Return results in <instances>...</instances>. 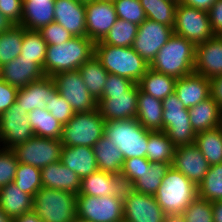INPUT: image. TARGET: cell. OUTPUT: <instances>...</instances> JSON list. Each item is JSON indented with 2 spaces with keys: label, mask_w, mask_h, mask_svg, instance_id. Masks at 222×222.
<instances>
[{
  "label": "cell",
  "mask_w": 222,
  "mask_h": 222,
  "mask_svg": "<svg viewBox=\"0 0 222 222\" xmlns=\"http://www.w3.org/2000/svg\"><path fill=\"white\" fill-rule=\"evenodd\" d=\"M95 55V43L88 37L74 36L60 45H48L44 61L45 76L76 70Z\"/></svg>",
  "instance_id": "obj_1"
},
{
  "label": "cell",
  "mask_w": 222,
  "mask_h": 222,
  "mask_svg": "<svg viewBox=\"0 0 222 222\" xmlns=\"http://www.w3.org/2000/svg\"><path fill=\"white\" fill-rule=\"evenodd\" d=\"M196 45L173 33L158 51L150 68L156 72L181 78L194 72Z\"/></svg>",
  "instance_id": "obj_2"
},
{
  "label": "cell",
  "mask_w": 222,
  "mask_h": 222,
  "mask_svg": "<svg viewBox=\"0 0 222 222\" xmlns=\"http://www.w3.org/2000/svg\"><path fill=\"white\" fill-rule=\"evenodd\" d=\"M95 56L109 74L130 79L138 84L150 65L138 55L133 47H118L104 44L102 41L95 43Z\"/></svg>",
  "instance_id": "obj_3"
},
{
  "label": "cell",
  "mask_w": 222,
  "mask_h": 222,
  "mask_svg": "<svg viewBox=\"0 0 222 222\" xmlns=\"http://www.w3.org/2000/svg\"><path fill=\"white\" fill-rule=\"evenodd\" d=\"M104 135L119 149L124 160L146 158L149 130L136 118L105 122Z\"/></svg>",
  "instance_id": "obj_4"
},
{
  "label": "cell",
  "mask_w": 222,
  "mask_h": 222,
  "mask_svg": "<svg viewBox=\"0 0 222 222\" xmlns=\"http://www.w3.org/2000/svg\"><path fill=\"white\" fill-rule=\"evenodd\" d=\"M154 196L166 214H183L198 197V189L193 182L171 166Z\"/></svg>",
  "instance_id": "obj_5"
},
{
  "label": "cell",
  "mask_w": 222,
  "mask_h": 222,
  "mask_svg": "<svg viewBox=\"0 0 222 222\" xmlns=\"http://www.w3.org/2000/svg\"><path fill=\"white\" fill-rule=\"evenodd\" d=\"M33 210L45 222H72L77 216V194L42 187L34 196Z\"/></svg>",
  "instance_id": "obj_6"
},
{
  "label": "cell",
  "mask_w": 222,
  "mask_h": 222,
  "mask_svg": "<svg viewBox=\"0 0 222 222\" xmlns=\"http://www.w3.org/2000/svg\"><path fill=\"white\" fill-rule=\"evenodd\" d=\"M105 120L98 109L78 112L63 125L62 146H93L104 135Z\"/></svg>",
  "instance_id": "obj_7"
},
{
  "label": "cell",
  "mask_w": 222,
  "mask_h": 222,
  "mask_svg": "<svg viewBox=\"0 0 222 222\" xmlns=\"http://www.w3.org/2000/svg\"><path fill=\"white\" fill-rule=\"evenodd\" d=\"M163 131L175 147L195 144L196 133L192 129L188 109L175 93L162 100Z\"/></svg>",
  "instance_id": "obj_8"
},
{
  "label": "cell",
  "mask_w": 222,
  "mask_h": 222,
  "mask_svg": "<svg viewBox=\"0 0 222 222\" xmlns=\"http://www.w3.org/2000/svg\"><path fill=\"white\" fill-rule=\"evenodd\" d=\"M77 216L91 222H124L123 196L77 195Z\"/></svg>",
  "instance_id": "obj_9"
},
{
  "label": "cell",
  "mask_w": 222,
  "mask_h": 222,
  "mask_svg": "<svg viewBox=\"0 0 222 222\" xmlns=\"http://www.w3.org/2000/svg\"><path fill=\"white\" fill-rule=\"evenodd\" d=\"M173 33L184 37L195 45L214 36L208 12L198 8L177 4Z\"/></svg>",
  "instance_id": "obj_10"
},
{
  "label": "cell",
  "mask_w": 222,
  "mask_h": 222,
  "mask_svg": "<svg viewBox=\"0 0 222 222\" xmlns=\"http://www.w3.org/2000/svg\"><path fill=\"white\" fill-rule=\"evenodd\" d=\"M61 148V139L33 136L28 141L16 145L12 150L19 163L42 169L60 161Z\"/></svg>",
  "instance_id": "obj_11"
},
{
  "label": "cell",
  "mask_w": 222,
  "mask_h": 222,
  "mask_svg": "<svg viewBox=\"0 0 222 222\" xmlns=\"http://www.w3.org/2000/svg\"><path fill=\"white\" fill-rule=\"evenodd\" d=\"M52 78L75 113L97 109V101L89 93L78 69L57 73Z\"/></svg>",
  "instance_id": "obj_12"
},
{
  "label": "cell",
  "mask_w": 222,
  "mask_h": 222,
  "mask_svg": "<svg viewBox=\"0 0 222 222\" xmlns=\"http://www.w3.org/2000/svg\"><path fill=\"white\" fill-rule=\"evenodd\" d=\"M34 136L28 113L16 102L0 115V147L12 149Z\"/></svg>",
  "instance_id": "obj_13"
},
{
  "label": "cell",
  "mask_w": 222,
  "mask_h": 222,
  "mask_svg": "<svg viewBox=\"0 0 222 222\" xmlns=\"http://www.w3.org/2000/svg\"><path fill=\"white\" fill-rule=\"evenodd\" d=\"M172 34V27L146 19L141 25H138L132 47L150 65Z\"/></svg>",
  "instance_id": "obj_14"
},
{
  "label": "cell",
  "mask_w": 222,
  "mask_h": 222,
  "mask_svg": "<svg viewBox=\"0 0 222 222\" xmlns=\"http://www.w3.org/2000/svg\"><path fill=\"white\" fill-rule=\"evenodd\" d=\"M166 215L154 195L137 193L130 187L125 190L124 222H164Z\"/></svg>",
  "instance_id": "obj_15"
},
{
  "label": "cell",
  "mask_w": 222,
  "mask_h": 222,
  "mask_svg": "<svg viewBox=\"0 0 222 222\" xmlns=\"http://www.w3.org/2000/svg\"><path fill=\"white\" fill-rule=\"evenodd\" d=\"M138 93V84H134L127 92L102 93L97 101L101 117L106 122L136 118Z\"/></svg>",
  "instance_id": "obj_16"
},
{
  "label": "cell",
  "mask_w": 222,
  "mask_h": 222,
  "mask_svg": "<svg viewBox=\"0 0 222 222\" xmlns=\"http://www.w3.org/2000/svg\"><path fill=\"white\" fill-rule=\"evenodd\" d=\"M86 37L94 43L102 41L116 22L117 14L112 0H87Z\"/></svg>",
  "instance_id": "obj_17"
},
{
  "label": "cell",
  "mask_w": 222,
  "mask_h": 222,
  "mask_svg": "<svg viewBox=\"0 0 222 222\" xmlns=\"http://www.w3.org/2000/svg\"><path fill=\"white\" fill-rule=\"evenodd\" d=\"M171 166L181 172L197 187L203 181L210 167L195 144L176 147Z\"/></svg>",
  "instance_id": "obj_18"
},
{
  "label": "cell",
  "mask_w": 222,
  "mask_h": 222,
  "mask_svg": "<svg viewBox=\"0 0 222 222\" xmlns=\"http://www.w3.org/2000/svg\"><path fill=\"white\" fill-rule=\"evenodd\" d=\"M194 73L209 80L222 75V36L214 35L196 45Z\"/></svg>",
  "instance_id": "obj_19"
},
{
  "label": "cell",
  "mask_w": 222,
  "mask_h": 222,
  "mask_svg": "<svg viewBox=\"0 0 222 222\" xmlns=\"http://www.w3.org/2000/svg\"><path fill=\"white\" fill-rule=\"evenodd\" d=\"M127 188L121 175L97 170L81 179L80 190L77 195L123 196Z\"/></svg>",
  "instance_id": "obj_20"
},
{
  "label": "cell",
  "mask_w": 222,
  "mask_h": 222,
  "mask_svg": "<svg viewBox=\"0 0 222 222\" xmlns=\"http://www.w3.org/2000/svg\"><path fill=\"white\" fill-rule=\"evenodd\" d=\"M54 21L72 36L86 37L85 3L75 0H55Z\"/></svg>",
  "instance_id": "obj_21"
},
{
  "label": "cell",
  "mask_w": 222,
  "mask_h": 222,
  "mask_svg": "<svg viewBox=\"0 0 222 222\" xmlns=\"http://www.w3.org/2000/svg\"><path fill=\"white\" fill-rule=\"evenodd\" d=\"M44 76L43 69L36 62L21 55L0 67V78L18 89Z\"/></svg>",
  "instance_id": "obj_22"
},
{
  "label": "cell",
  "mask_w": 222,
  "mask_h": 222,
  "mask_svg": "<svg viewBox=\"0 0 222 222\" xmlns=\"http://www.w3.org/2000/svg\"><path fill=\"white\" fill-rule=\"evenodd\" d=\"M52 77L44 76L41 79L19 88L16 96V103L27 113L38 108L43 109L49 105L52 92L56 89Z\"/></svg>",
  "instance_id": "obj_23"
},
{
  "label": "cell",
  "mask_w": 222,
  "mask_h": 222,
  "mask_svg": "<svg viewBox=\"0 0 222 222\" xmlns=\"http://www.w3.org/2000/svg\"><path fill=\"white\" fill-rule=\"evenodd\" d=\"M174 93L185 108L189 109L211 96L210 80L193 72L177 78Z\"/></svg>",
  "instance_id": "obj_24"
},
{
  "label": "cell",
  "mask_w": 222,
  "mask_h": 222,
  "mask_svg": "<svg viewBox=\"0 0 222 222\" xmlns=\"http://www.w3.org/2000/svg\"><path fill=\"white\" fill-rule=\"evenodd\" d=\"M42 187L78 194L81 179L61 161L41 169Z\"/></svg>",
  "instance_id": "obj_25"
},
{
  "label": "cell",
  "mask_w": 222,
  "mask_h": 222,
  "mask_svg": "<svg viewBox=\"0 0 222 222\" xmlns=\"http://www.w3.org/2000/svg\"><path fill=\"white\" fill-rule=\"evenodd\" d=\"M60 161L80 179L98 170L94 150L88 146H62Z\"/></svg>",
  "instance_id": "obj_26"
},
{
  "label": "cell",
  "mask_w": 222,
  "mask_h": 222,
  "mask_svg": "<svg viewBox=\"0 0 222 222\" xmlns=\"http://www.w3.org/2000/svg\"><path fill=\"white\" fill-rule=\"evenodd\" d=\"M55 0H23L20 25L28 30L39 31L54 22Z\"/></svg>",
  "instance_id": "obj_27"
},
{
  "label": "cell",
  "mask_w": 222,
  "mask_h": 222,
  "mask_svg": "<svg viewBox=\"0 0 222 222\" xmlns=\"http://www.w3.org/2000/svg\"><path fill=\"white\" fill-rule=\"evenodd\" d=\"M188 112L195 133L222 125V109L211 96L189 108Z\"/></svg>",
  "instance_id": "obj_28"
},
{
  "label": "cell",
  "mask_w": 222,
  "mask_h": 222,
  "mask_svg": "<svg viewBox=\"0 0 222 222\" xmlns=\"http://www.w3.org/2000/svg\"><path fill=\"white\" fill-rule=\"evenodd\" d=\"M34 197L22 191L13 182L0 188V207L13 221L16 217L33 210Z\"/></svg>",
  "instance_id": "obj_29"
},
{
  "label": "cell",
  "mask_w": 222,
  "mask_h": 222,
  "mask_svg": "<svg viewBox=\"0 0 222 222\" xmlns=\"http://www.w3.org/2000/svg\"><path fill=\"white\" fill-rule=\"evenodd\" d=\"M136 120L147 130L163 131L162 100L143 92L139 88Z\"/></svg>",
  "instance_id": "obj_30"
},
{
  "label": "cell",
  "mask_w": 222,
  "mask_h": 222,
  "mask_svg": "<svg viewBox=\"0 0 222 222\" xmlns=\"http://www.w3.org/2000/svg\"><path fill=\"white\" fill-rule=\"evenodd\" d=\"M93 150L98 170L121 175L124 156L105 135L93 146Z\"/></svg>",
  "instance_id": "obj_31"
},
{
  "label": "cell",
  "mask_w": 222,
  "mask_h": 222,
  "mask_svg": "<svg viewBox=\"0 0 222 222\" xmlns=\"http://www.w3.org/2000/svg\"><path fill=\"white\" fill-rule=\"evenodd\" d=\"M78 70L89 93L98 101L102 97L104 84L109 75L108 71L95 55L83 63Z\"/></svg>",
  "instance_id": "obj_32"
},
{
  "label": "cell",
  "mask_w": 222,
  "mask_h": 222,
  "mask_svg": "<svg viewBox=\"0 0 222 222\" xmlns=\"http://www.w3.org/2000/svg\"><path fill=\"white\" fill-rule=\"evenodd\" d=\"M177 78L149 68L138 82L139 88L160 100L174 93Z\"/></svg>",
  "instance_id": "obj_33"
},
{
  "label": "cell",
  "mask_w": 222,
  "mask_h": 222,
  "mask_svg": "<svg viewBox=\"0 0 222 222\" xmlns=\"http://www.w3.org/2000/svg\"><path fill=\"white\" fill-rule=\"evenodd\" d=\"M195 145L206 158L209 166L222 163V125L196 133Z\"/></svg>",
  "instance_id": "obj_34"
},
{
  "label": "cell",
  "mask_w": 222,
  "mask_h": 222,
  "mask_svg": "<svg viewBox=\"0 0 222 222\" xmlns=\"http://www.w3.org/2000/svg\"><path fill=\"white\" fill-rule=\"evenodd\" d=\"M175 148V145L164 131L149 130L146 158L150 162H162L172 165Z\"/></svg>",
  "instance_id": "obj_35"
},
{
  "label": "cell",
  "mask_w": 222,
  "mask_h": 222,
  "mask_svg": "<svg viewBox=\"0 0 222 222\" xmlns=\"http://www.w3.org/2000/svg\"><path fill=\"white\" fill-rule=\"evenodd\" d=\"M28 118L34 131V136L61 139L63 125L45 108H36L30 111L28 113Z\"/></svg>",
  "instance_id": "obj_36"
},
{
  "label": "cell",
  "mask_w": 222,
  "mask_h": 222,
  "mask_svg": "<svg viewBox=\"0 0 222 222\" xmlns=\"http://www.w3.org/2000/svg\"><path fill=\"white\" fill-rule=\"evenodd\" d=\"M170 167L169 163L151 162L150 168H145L141 177L130 188L137 193L155 195Z\"/></svg>",
  "instance_id": "obj_37"
},
{
  "label": "cell",
  "mask_w": 222,
  "mask_h": 222,
  "mask_svg": "<svg viewBox=\"0 0 222 222\" xmlns=\"http://www.w3.org/2000/svg\"><path fill=\"white\" fill-rule=\"evenodd\" d=\"M147 19L170 27L175 24L177 2L172 0H139Z\"/></svg>",
  "instance_id": "obj_38"
},
{
  "label": "cell",
  "mask_w": 222,
  "mask_h": 222,
  "mask_svg": "<svg viewBox=\"0 0 222 222\" xmlns=\"http://www.w3.org/2000/svg\"><path fill=\"white\" fill-rule=\"evenodd\" d=\"M24 27L14 25L0 34V67L18 57L22 50Z\"/></svg>",
  "instance_id": "obj_39"
},
{
  "label": "cell",
  "mask_w": 222,
  "mask_h": 222,
  "mask_svg": "<svg viewBox=\"0 0 222 222\" xmlns=\"http://www.w3.org/2000/svg\"><path fill=\"white\" fill-rule=\"evenodd\" d=\"M47 47L48 44L44 41L39 31L24 28L20 53L24 59L36 62L43 69Z\"/></svg>",
  "instance_id": "obj_40"
},
{
  "label": "cell",
  "mask_w": 222,
  "mask_h": 222,
  "mask_svg": "<svg viewBox=\"0 0 222 222\" xmlns=\"http://www.w3.org/2000/svg\"><path fill=\"white\" fill-rule=\"evenodd\" d=\"M138 25L118 18L102 42L118 47H131L137 35Z\"/></svg>",
  "instance_id": "obj_41"
},
{
  "label": "cell",
  "mask_w": 222,
  "mask_h": 222,
  "mask_svg": "<svg viewBox=\"0 0 222 222\" xmlns=\"http://www.w3.org/2000/svg\"><path fill=\"white\" fill-rule=\"evenodd\" d=\"M197 189L200 199L210 202L222 200V163L209 167Z\"/></svg>",
  "instance_id": "obj_42"
},
{
  "label": "cell",
  "mask_w": 222,
  "mask_h": 222,
  "mask_svg": "<svg viewBox=\"0 0 222 222\" xmlns=\"http://www.w3.org/2000/svg\"><path fill=\"white\" fill-rule=\"evenodd\" d=\"M13 183L22 191L34 197L42 188L41 169L19 163Z\"/></svg>",
  "instance_id": "obj_43"
},
{
  "label": "cell",
  "mask_w": 222,
  "mask_h": 222,
  "mask_svg": "<svg viewBox=\"0 0 222 222\" xmlns=\"http://www.w3.org/2000/svg\"><path fill=\"white\" fill-rule=\"evenodd\" d=\"M117 18L141 25L146 19V14L139 0H112Z\"/></svg>",
  "instance_id": "obj_44"
},
{
  "label": "cell",
  "mask_w": 222,
  "mask_h": 222,
  "mask_svg": "<svg viewBox=\"0 0 222 222\" xmlns=\"http://www.w3.org/2000/svg\"><path fill=\"white\" fill-rule=\"evenodd\" d=\"M185 222H214L212 202L196 198L183 212Z\"/></svg>",
  "instance_id": "obj_45"
},
{
  "label": "cell",
  "mask_w": 222,
  "mask_h": 222,
  "mask_svg": "<svg viewBox=\"0 0 222 222\" xmlns=\"http://www.w3.org/2000/svg\"><path fill=\"white\" fill-rule=\"evenodd\" d=\"M45 109L62 125H65L75 114L71 105L60 95L57 88L52 92L49 105H46Z\"/></svg>",
  "instance_id": "obj_46"
},
{
  "label": "cell",
  "mask_w": 222,
  "mask_h": 222,
  "mask_svg": "<svg viewBox=\"0 0 222 222\" xmlns=\"http://www.w3.org/2000/svg\"><path fill=\"white\" fill-rule=\"evenodd\" d=\"M18 164L12 149L0 147V188L14 181Z\"/></svg>",
  "instance_id": "obj_47"
},
{
  "label": "cell",
  "mask_w": 222,
  "mask_h": 222,
  "mask_svg": "<svg viewBox=\"0 0 222 222\" xmlns=\"http://www.w3.org/2000/svg\"><path fill=\"white\" fill-rule=\"evenodd\" d=\"M151 162L147 158H130L124 160L121 176L124 178L127 187H130L141 177L145 168H150Z\"/></svg>",
  "instance_id": "obj_48"
},
{
  "label": "cell",
  "mask_w": 222,
  "mask_h": 222,
  "mask_svg": "<svg viewBox=\"0 0 222 222\" xmlns=\"http://www.w3.org/2000/svg\"><path fill=\"white\" fill-rule=\"evenodd\" d=\"M39 32L48 45H60L74 37L55 21L42 27Z\"/></svg>",
  "instance_id": "obj_49"
},
{
  "label": "cell",
  "mask_w": 222,
  "mask_h": 222,
  "mask_svg": "<svg viewBox=\"0 0 222 222\" xmlns=\"http://www.w3.org/2000/svg\"><path fill=\"white\" fill-rule=\"evenodd\" d=\"M23 0H0V13L15 25H20L22 19Z\"/></svg>",
  "instance_id": "obj_50"
},
{
  "label": "cell",
  "mask_w": 222,
  "mask_h": 222,
  "mask_svg": "<svg viewBox=\"0 0 222 222\" xmlns=\"http://www.w3.org/2000/svg\"><path fill=\"white\" fill-rule=\"evenodd\" d=\"M134 84L130 79L109 74L104 84L103 93L127 92Z\"/></svg>",
  "instance_id": "obj_51"
},
{
  "label": "cell",
  "mask_w": 222,
  "mask_h": 222,
  "mask_svg": "<svg viewBox=\"0 0 222 222\" xmlns=\"http://www.w3.org/2000/svg\"><path fill=\"white\" fill-rule=\"evenodd\" d=\"M17 92L18 88L0 78V115L16 102Z\"/></svg>",
  "instance_id": "obj_52"
},
{
  "label": "cell",
  "mask_w": 222,
  "mask_h": 222,
  "mask_svg": "<svg viewBox=\"0 0 222 222\" xmlns=\"http://www.w3.org/2000/svg\"><path fill=\"white\" fill-rule=\"evenodd\" d=\"M210 26L214 35L222 36V0H217L208 11Z\"/></svg>",
  "instance_id": "obj_53"
},
{
  "label": "cell",
  "mask_w": 222,
  "mask_h": 222,
  "mask_svg": "<svg viewBox=\"0 0 222 222\" xmlns=\"http://www.w3.org/2000/svg\"><path fill=\"white\" fill-rule=\"evenodd\" d=\"M211 97L222 109V75L210 79Z\"/></svg>",
  "instance_id": "obj_54"
},
{
  "label": "cell",
  "mask_w": 222,
  "mask_h": 222,
  "mask_svg": "<svg viewBox=\"0 0 222 222\" xmlns=\"http://www.w3.org/2000/svg\"><path fill=\"white\" fill-rule=\"evenodd\" d=\"M217 0H179L178 3H181L186 6L198 8L199 10H203L208 12L210 7L216 2Z\"/></svg>",
  "instance_id": "obj_55"
},
{
  "label": "cell",
  "mask_w": 222,
  "mask_h": 222,
  "mask_svg": "<svg viewBox=\"0 0 222 222\" xmlns=\"http://www.w3.org/2000/svg\"><path fill=\"white\" fill-rule=\"evenodd\" d=\"M12 222H45L34 210L16 217Z\"/></svg>",
  "instance_id": "obj_56"
},
{
  "label": "cell",
  "mask_w": 222,
  "mask_h": 222,
  "mask_svg": "<svg viewBox=\"0 0 222 222\" xmlns=\"http://www.w3.org/2000/svg\"><path fill=\"white\" fill-rule=\"evenodd\" d=\"M214 222H222V200L212 202Z\"/></svg>",
  "instance_id": "obj_57"
},
{
  "label": "cell",
  "mask_w": 222,
  "mask_h": 222,
  "mask_svg": "<svg viewBox=\"0 0 222 222\" xmlns=\"http://www.w3.org/2000/svg\"><path fill=\"white\" fill-rule=\"evenodd\" d=\"M15 24L0 13V34L9 31Z\"/></svg>",
  "instance_id": "obj_58"
},
{
  "label": "cell",
  "mask_w": 222,
  "mask_h": 222,
  "mask_svg": "<svg viewBox=\"0 0 222 222\" xmlns=\"http://www.w3.org/2000/svg\"><path fill=\"white\" fill-rule=\"evenodd\" d=\"M164 222H185L182 214H167Z\"/></svg>",
  "instance_id": "obj_59"
},
{
  "label": "cell",
  "mask_w": 222,
  "mask_h": 222,
  "mask_svg": "<svg viewBox=\"0 0 222 222\" xmlns=\"http://www.w3.org/2000/svg\"><path fill=\"white\" fill-rule=\"evenodd\" d=\"M0 222H12V220L2 211L0 207Z\"/></svg>",
  "instance_id": "obj_60"
},
{
  "label": "cell",
  "mask_w": 222,
  "mask_h": 222,
  "mask_svg": "<svg viewBox=\"0 0 222 222\" xmlns=\"http://www.w3.org/2000/svg\"><path fill=\"white\" fill-rule=\"evenodd\" d=\"M72 222H91V221L76 216V218Z\"/></svg>",
  "instance_id": "obj_61"
},
{
  "label": "cell",
  "mask_w": 222,
  "mask_h": 222,
  "mask_svg": "<svg viewBox=\"0 0 222 222\" xmlns=\"http://www.w3.org/2000/svg\"><path fill=\"white\" fill-rule=\"evenodd\" d=\"M75 1H78V2H81V3H85L87 0H75Z\"/></svg>",
  "instance_id": "obj_62"
}]
</instances>
